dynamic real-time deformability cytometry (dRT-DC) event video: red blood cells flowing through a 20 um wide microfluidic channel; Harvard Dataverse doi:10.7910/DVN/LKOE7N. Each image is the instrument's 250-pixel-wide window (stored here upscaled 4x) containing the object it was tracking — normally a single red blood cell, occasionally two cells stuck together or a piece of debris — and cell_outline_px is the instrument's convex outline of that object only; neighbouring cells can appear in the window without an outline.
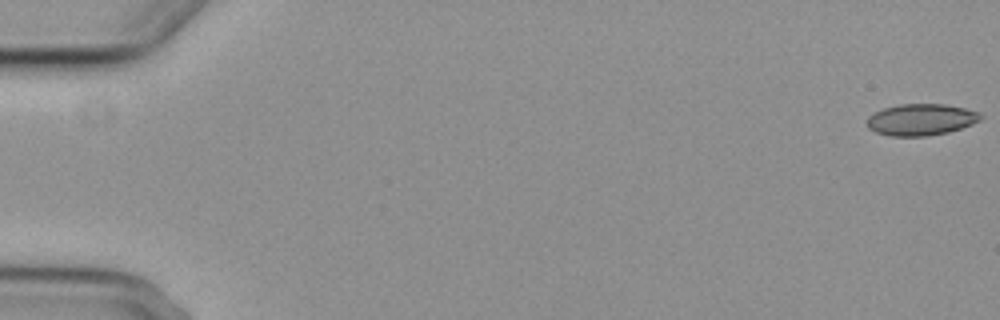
{"species": "common noctule bat (a hibernating species)", "species_latin": "Nyctalus noctula", "temperature_condition": "cold", "stored_images_in_passage": 5, "camera_frame_rate_fps": 3000, "um_per_image_px": 0.085, "animal": {"sex": "female", "body_mass_g": 29.2, "forearm_length_mm": 56.3}, "frame": {"image": 1, "passage_image": 1, "time_ms": 0.0, "image_size_px": [1000, 320], "cell_outline_px": [[984, 116], [980, 120], [972, 124], [948, 132], [928, 136], [892, 136], [876, 132], [868, 128], [868, 116], [884, 108], [900, 104], [944, 104], [964, 108], [980, 112]], "centroid_in_image_um": [78.31, 10.16], "position_along_channel_um": 6.7, "area_um2": 20.81}}
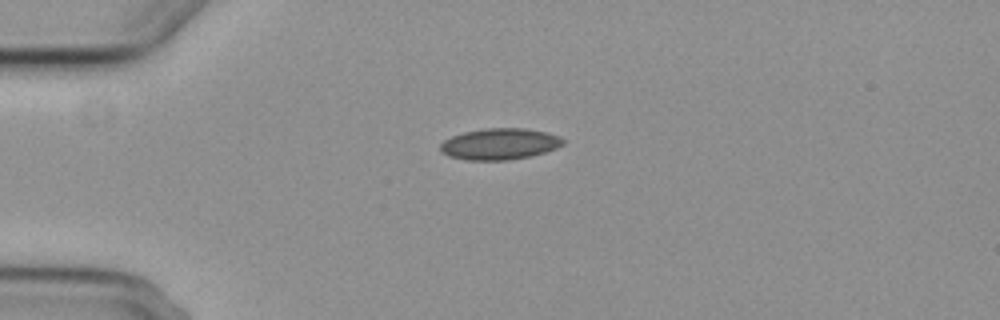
{"frame": {"image": 2, "passage_image": 5, "time_ms": 4.667, "image_size_px": [1000, 320], "cell_outline_px": [[564, 144], [556, 148], [532, 156], [508, 160], [468, 160], [448, 156], [440, 152], [440, 144], [444, 140], [452, 136], [464, 132], [484, 128], [524, 128], [544, 132], [560, 136], [564, 140]], "centroid_in_image_um": [42.46, 12.24], "position_along_channel_um": 42.5, "area_um2": 22.43}}